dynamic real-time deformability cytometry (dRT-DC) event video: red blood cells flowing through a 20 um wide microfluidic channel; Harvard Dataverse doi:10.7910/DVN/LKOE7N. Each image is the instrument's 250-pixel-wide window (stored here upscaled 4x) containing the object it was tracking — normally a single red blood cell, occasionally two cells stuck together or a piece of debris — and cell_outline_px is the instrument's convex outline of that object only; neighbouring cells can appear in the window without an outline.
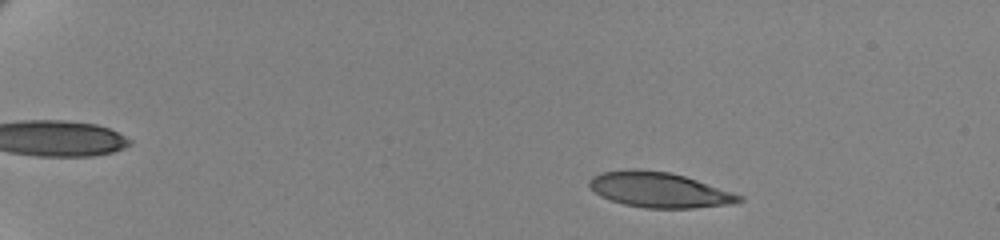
{"species": "human", "species_latin": "Homo sapiens", "temperature_condition": "cold", "stored_images_in_passage": 46, "camera_frame_rate_fps": 3000, "um_per_image_px": 0.085, "donor": {"sex": "female"}, "frame": {"image": 1, "passage_image": 9, "time_ms": 2.667, "image_size_px": [1000, 240], "cell_outline_px": [[744, 200], [728, 204], [692, 208], [644, 208], [624, 204], [600, 196], [588, 184], [588, 180], [592, 176], [600, 172], [632, 168], [636, 168], [668, 172], [684, 176], [744, 196]], "centroid_in_image_um": [55.99, 16.13], "position_along_channel_um": 29.0, "area_um2": 30.58}}
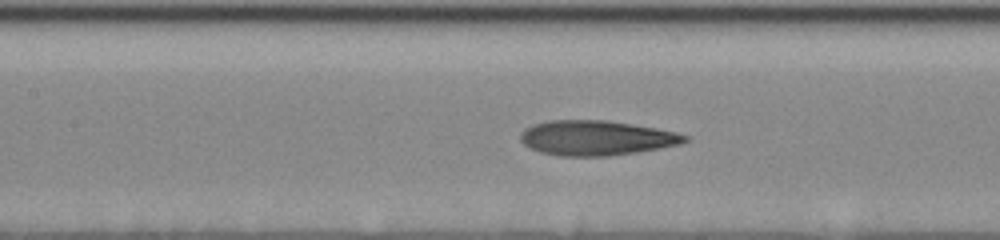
{"frame": {"image": 2, "passage_image": 30, "time_ms": 9.667, "image_size_px": [1000, 240], "cell_outline_px": [[688, 140], [680, 144], [636, 152], [608, 156], [560, 156], [540, 152], [524, 144], [520, 140], [520, 132], [524, 128], [532, 124], [548, 120], [608, 120], [656, 128], [676, 132], [688, 136]], "centroid_in_image_um": [50.65, 11.71], "position_along_channel_um": 156.8, "area_um2": 33.41}}
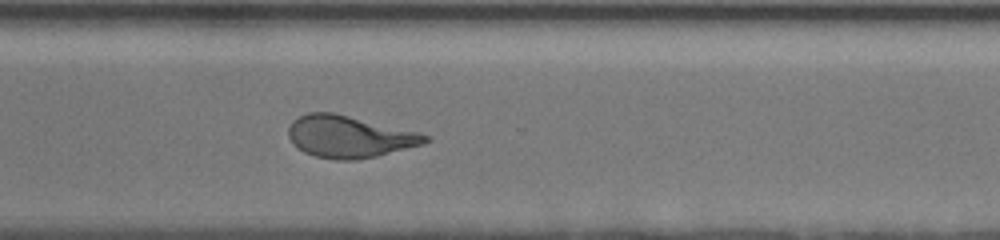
{"frame": {"image": 3, "passage_image": 46, "time_ms": 15.0, "image_size_px": [1000, 240], "cell_outline_px": [[432, 136], [424, 144], [376, 156], [356, 160], [336, 160], [316, 156], [304, 152], [292, 144], [288, 136], [288, 128], [292, 120], [308, 112], [332, 112], [420, 132]], "centroid_in_image_um": [29.68, 11.61], "position_along_channel_um": 340.9, "area_um2": 33.52}}